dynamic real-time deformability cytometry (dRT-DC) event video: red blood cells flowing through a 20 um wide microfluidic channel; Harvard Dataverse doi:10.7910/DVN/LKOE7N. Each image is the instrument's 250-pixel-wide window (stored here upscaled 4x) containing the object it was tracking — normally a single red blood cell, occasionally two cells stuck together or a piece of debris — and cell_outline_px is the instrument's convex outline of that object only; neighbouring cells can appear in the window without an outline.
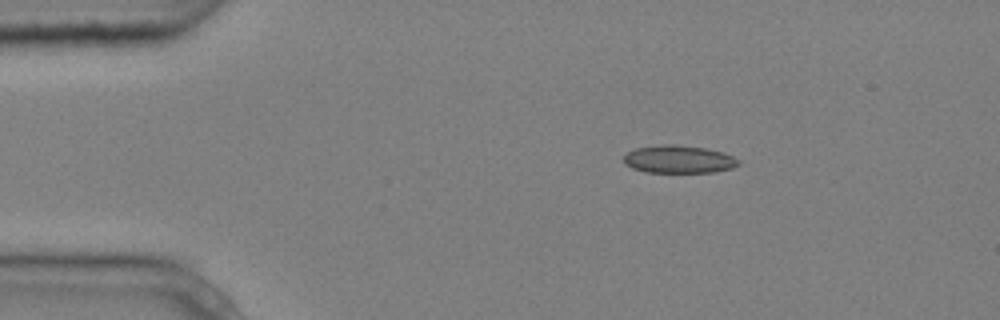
{"species": "common noctule bat (a hibernating species)", "species_latin": "Nyctalus noctula", "temperature_condition": "cold", "stored_images_in_passage": 2, "camera_frame_rate_fps": 3000, "um_per_image_px": 0.085, "animal": {"sex": "male", "body_mass_g": 20.4}, "frame": {"image": 1, "passage_image": 1, "time_ms": 0.0, "image_size_px": [1000, 320], "cell_outline_px": [[740, 164], [732, 168], [716, 172], [644, 172], [632, 168], [624, 164], [624, 156], [628, 152], [636, 148], [664, 144], [672, 144], [704, 148], [724, 152], [740, 160]], "centroid_in_image_um": [57.7, 13.54], "position_along_channel_um": 27.3, "area_um2": 18.61}}